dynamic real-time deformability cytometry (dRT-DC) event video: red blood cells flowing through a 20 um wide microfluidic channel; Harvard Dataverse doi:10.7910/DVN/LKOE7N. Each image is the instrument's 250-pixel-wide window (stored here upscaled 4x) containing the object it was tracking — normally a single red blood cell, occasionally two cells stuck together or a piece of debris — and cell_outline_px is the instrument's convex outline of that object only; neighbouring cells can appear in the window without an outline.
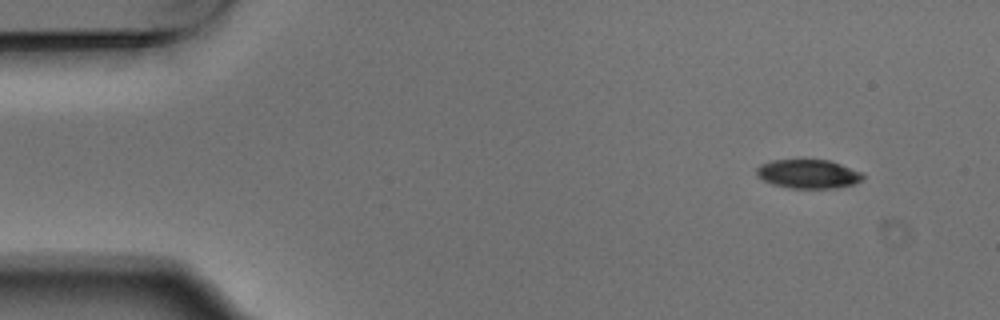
{"species": "Egyptian fruit bat (a non-hibernating species)", "species_latin": "Rousettus aegyptiacus", "temperature_condition": "warm", "stored_images_in_passage": 4, "camera_frame_rate_fps": 3000, "um_per_image_px": 0.085, "animal": {"sex": "male"}, "frame": {"image": 1, "passage_image": 1, "time_ms": 0.0, "image_size_px": [1000, 320], "cell_outline_px": [[864, 176], [860, 180], [852, 184], [836, 188], [792, 188], [772, 184], [756, 176], [756, 168], [760, 164], [772, 160], [804, 156], [828, 160], [840, 164], [860, 172]], "centroid_in_image_um": [68.62, 14.73], "position_along_channel_um": 16.4, "area_um2": 18.5}}
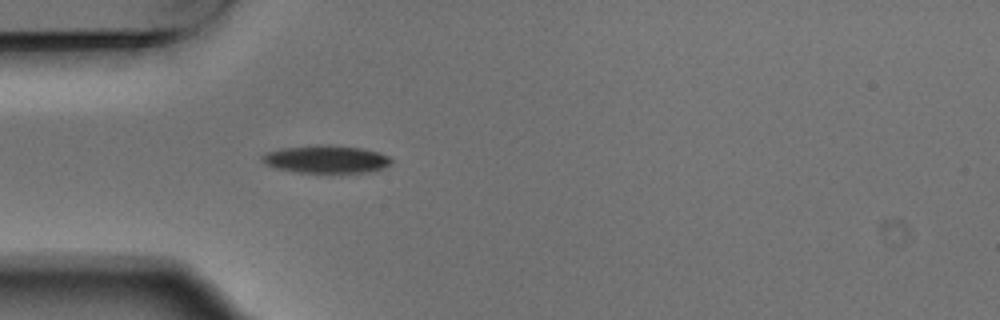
{"frame": {"image": 2, "passage_image": 4, "time_ms": 1.0, "image_size_px": [1000, 320], "cell_outline_px": [[392, 164], [384, 168], [364, 172], [292, 172], [276, 168], [264, 164], [260, 160], [260, 156], [268, 152], [284, 148], [360, 148], [376, 152], [388, 156], [392, 160]], "centroid_in_image_um": [27.7, 13.6], "position_along_channel_um": 57.3, "area_um2": 19.59}}